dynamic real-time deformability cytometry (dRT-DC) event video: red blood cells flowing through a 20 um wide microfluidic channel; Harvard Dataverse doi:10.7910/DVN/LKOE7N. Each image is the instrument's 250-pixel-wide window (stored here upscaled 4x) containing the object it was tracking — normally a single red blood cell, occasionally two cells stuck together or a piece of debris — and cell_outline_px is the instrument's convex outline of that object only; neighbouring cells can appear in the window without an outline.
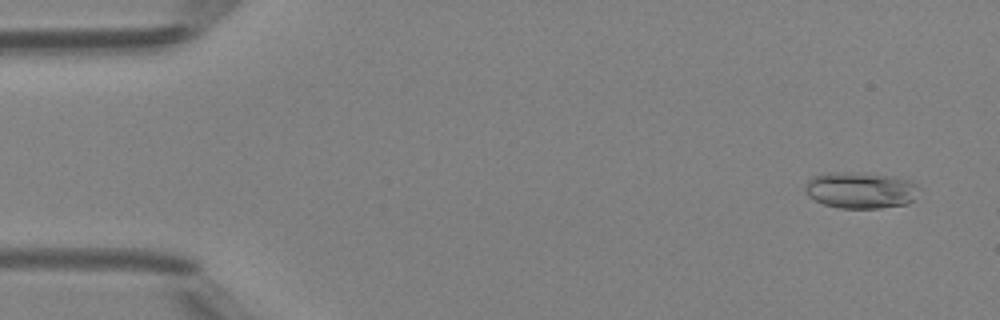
{"species": "Egyptian fruit bat (a non-hibernating species)", "species_latin": "Rousettus aegyptiacus", "temperature_condition": "room temperature", "stored_images_in_passage": 7, "camera_frame_rate_fps": 3000, "um_per_image_px": 0.085, "animal": {"sex": "female"}, "frame": {"image": 1, "passage_image": 3, "time_ms": 0.667, "image_size_px": [1000, 320], "cell_outline_px": [[916, 184], [912, 200], [908, 204], [880, 208], [840, 208], [824, 204], [808, 196], [804, 188], [808, 180], [812, 176], [828, 172], [844, 172], [892, 176], [912, 180]], "centroid_in_image_um": [73.09, 16.16], "position_along_channel_um": 11.9, "area_um2": 23.87}}